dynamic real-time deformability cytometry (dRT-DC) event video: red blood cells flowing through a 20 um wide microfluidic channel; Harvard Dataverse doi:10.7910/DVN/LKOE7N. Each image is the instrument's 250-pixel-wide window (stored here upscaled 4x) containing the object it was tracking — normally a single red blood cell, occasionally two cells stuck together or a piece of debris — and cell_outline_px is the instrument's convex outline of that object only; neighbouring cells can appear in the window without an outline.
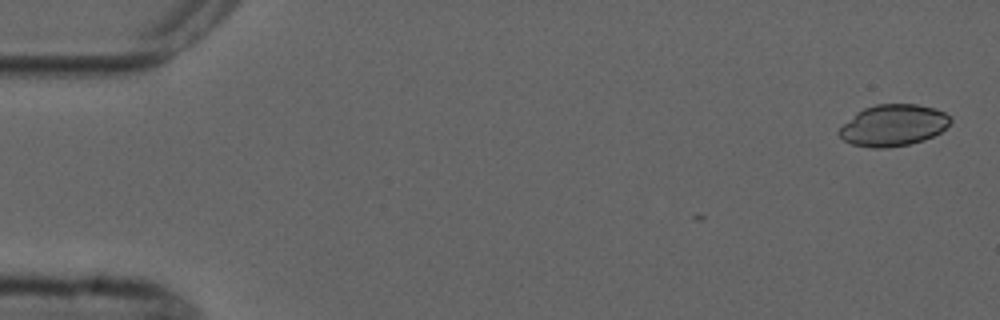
{"species": "common noctule bat (a hibernating species)", "species_latin": "Nyctalus noctula", "temperature_condition": "cold", "stored_images_in_passage": 4, "camera_frame_rate_fps": 3000, "um_per_image_px": 0.085, "animal": {"sex": "male", "forearm_length_mm": 52.5}, "frame": {"image": 1, "passage_image": 1, "time_ms": 0.0, "image_size_px": [1000, 320], "cell_outline_px": [[952, 120], [940, 132], [924, 140], [908, 144], [888, 148], [872, 148], [852, 144], [844, 140], [836, 132], [856, 112], [864, 108], [876, 104], [916, 104], [932, 108], [944, 112], [952, 116]], "centroid_in_image_um": [75.91, 10.65], "position_along_channel_um": 9.1, "area_um2": 26.82}}